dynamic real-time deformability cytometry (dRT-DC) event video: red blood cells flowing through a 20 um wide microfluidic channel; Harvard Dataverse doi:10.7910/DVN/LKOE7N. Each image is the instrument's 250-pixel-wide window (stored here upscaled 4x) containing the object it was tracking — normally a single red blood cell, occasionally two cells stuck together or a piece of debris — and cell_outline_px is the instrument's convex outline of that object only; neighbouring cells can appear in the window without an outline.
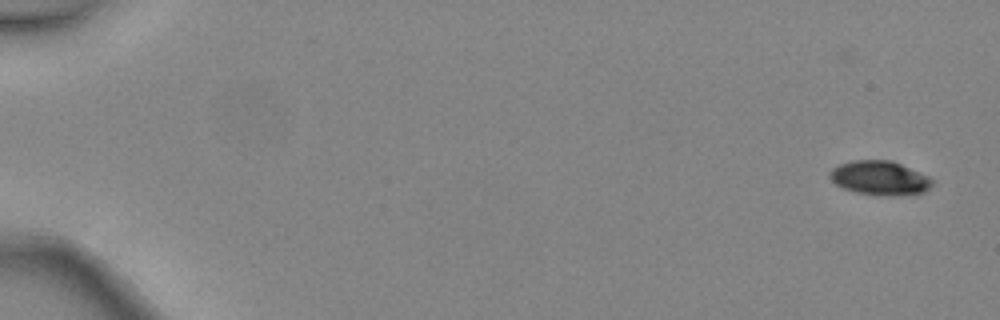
{"species": "common noctule bat (a hibernating species)", "species_latin": "Nyctalus noctula", "temperature_condition": "warm", "stored_images_in_passage": 5, "camera_frame_rate_fps": 3000, "um_per_image_px": 0.085, "animal": {"sex": "female", "body_mass_g": 24.6, "forearm_length_mm": 56.2}, "frame": {"image": 1, "passage_image": 1, "time_ms": 0.0, "image_size_px": [1000, 320], "cell_outline_px": [[932, 184], [924, 192], [856, 192], [844, 188], [836, 184], [828, 176], [828, 172], [832, 168], [840, 164], [852, 160], [892, 160], [928, 176], [932, 180]], "centroid_in_image_um": [74.7, 15.04], "position_along_channel_um": 10.3, "area_um2": 19.19}}
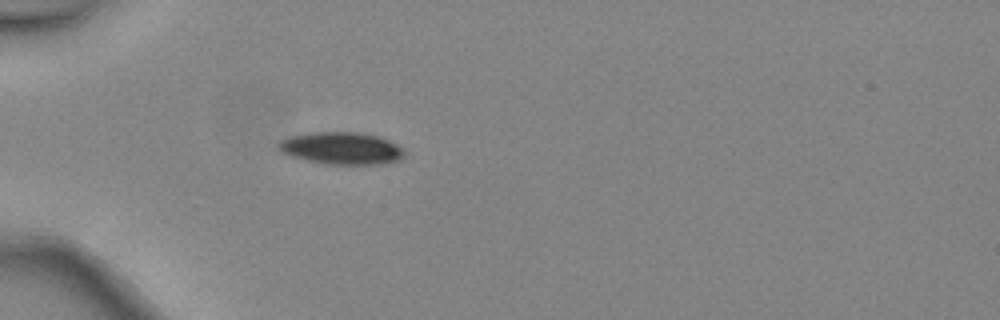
{"frame": {"image": 2, "passage_image": 5, "time_ms": 1.333, "image_size_px": [1000, 320], "cell_outline_px": [[404, 156], [400, 160], [376, 164], [324, 164], [292, 156], [280, 152], [280, 140], [288, 136], [308, 132], [360, 132], [380, 136], [404, 148]], "centroid_in_image_um": [29.04, 12.59], "position_along_channel_um": 56.0, "area_um2": 23.7}}